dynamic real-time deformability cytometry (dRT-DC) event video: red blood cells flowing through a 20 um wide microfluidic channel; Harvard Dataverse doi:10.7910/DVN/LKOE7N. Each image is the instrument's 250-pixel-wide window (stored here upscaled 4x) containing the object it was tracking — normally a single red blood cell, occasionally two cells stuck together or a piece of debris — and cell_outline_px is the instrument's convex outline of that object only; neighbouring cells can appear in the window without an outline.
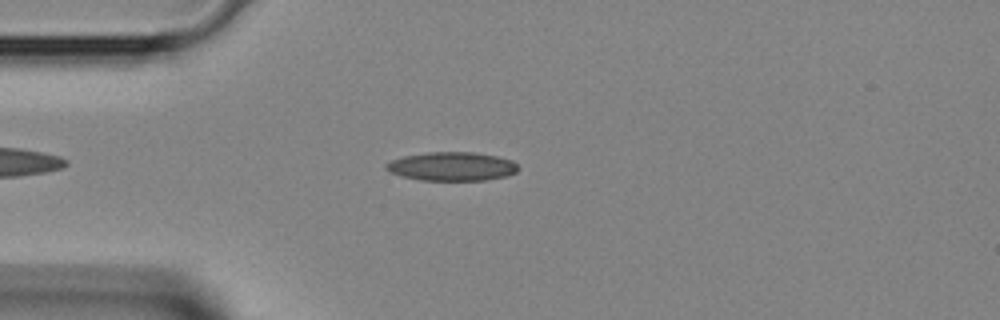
{"species": "Egyptian fruit bat (a non-hibernating species)", "species_latin": "Rousettus aegyptiacus", "temperature_condition": "room temperature", "stored_images_in_passage": 2, "camera_frame_rate_fps": 3000, "um_per_image_px": 0.085, "animal": {"sex": "female"}, "frame": {"image": 1, "passage_image": 2, "time_ms": 0.333, "image_size_px": [1000, 320], "cell_outline_px": [[520, 168], [516, 172], [508, 176], [484, 180], [420, 180], [400, 176], [388, 172], [384, 168], [384, 164], [392, 160], [404, 156], [428, 152], [476, 152], [496, 156], [512, 160]], "centroid_in_image_um": [38.39, 14.14], "position_along_channel_um": 46.6, "area_um2": 22.31}}